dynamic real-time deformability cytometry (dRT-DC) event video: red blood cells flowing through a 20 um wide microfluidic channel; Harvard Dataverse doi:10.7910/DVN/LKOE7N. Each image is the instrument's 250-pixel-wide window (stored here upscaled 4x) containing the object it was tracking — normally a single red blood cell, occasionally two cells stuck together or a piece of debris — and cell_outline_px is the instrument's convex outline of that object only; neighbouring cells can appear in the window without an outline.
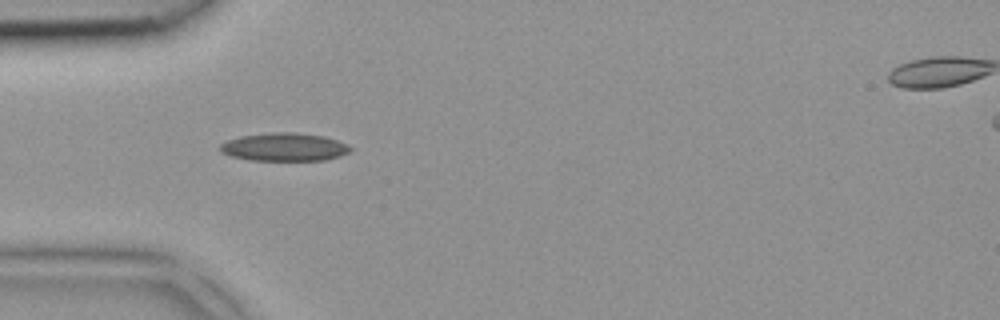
{"species": "common noctule bat (a hibernating species)", "species_latin": "Nyctalus noctula", "temperature_condition": "room temperature", "stored_images_in_passage": 3, "camera_frame_rate_fps": 3000, "um_per_image_px": 0.085, "animal": {"sex": "female", "body_mass_g": 18.4}, "frame": {"image": 1, "passage_image": 3, "time_ms": 0.667, "image_size_px": [1000, 320], "cell_outline_px": [[352, 148], [348, 152], [340, 156], [324, 160], [252, 160], [232, 156], [220, 152], [220, 144], [228, 140], [240, 136], [272, 132], [292, 132], [324, 136], [348, 144]], "centroid_in_image_um": [24.17, 12.49], "position_along_channel_um": 60.8, "area_um2": 21.21}}